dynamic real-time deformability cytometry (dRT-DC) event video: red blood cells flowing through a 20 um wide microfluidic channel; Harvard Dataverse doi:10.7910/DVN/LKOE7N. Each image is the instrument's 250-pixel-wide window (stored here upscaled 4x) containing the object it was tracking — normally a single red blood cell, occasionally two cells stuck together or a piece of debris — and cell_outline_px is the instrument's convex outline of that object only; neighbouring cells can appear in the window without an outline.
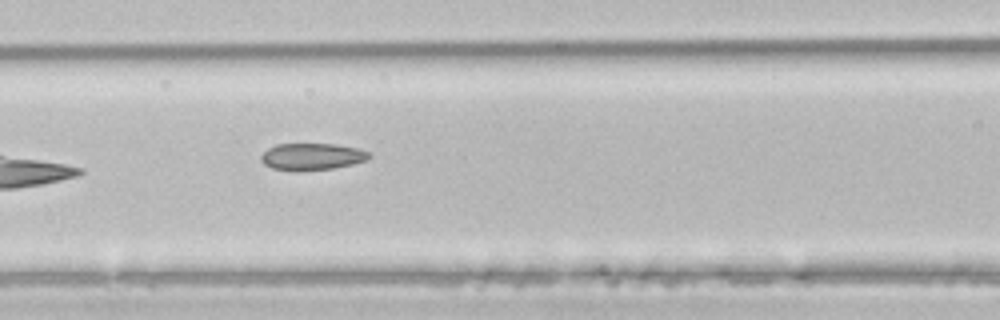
{"species": "common noctule bat (a hibernating species)", "species_latin": "Nyctalus noctula", "temperature_condition": "room temperature", "stored_images_in_passage": 5, "camera_frame_rate_fps": 3000, "um_per_image_px": 0.085, "animal": {"sex": "male", "body_mass_g": 21.5, "forearm_length_mm": 52.0}, "frame": {"image": 1, "passage_image": 5, "time_ms": 1.333, "image_size_px": [1000, 320], "cell_outline_px": [[372, 156], [368, 160], [352, 164], [332, 168], [296, 172], [272, 168], [264, 164], [260, 160], [260, 156], [268, 148], [276, 144], [336, 144], [360, 148], [368, 152]], "centroid_in_image_um": [26.52, 13.31], "position_along_channel_um": 140.1, "area_um2": 17.17}}